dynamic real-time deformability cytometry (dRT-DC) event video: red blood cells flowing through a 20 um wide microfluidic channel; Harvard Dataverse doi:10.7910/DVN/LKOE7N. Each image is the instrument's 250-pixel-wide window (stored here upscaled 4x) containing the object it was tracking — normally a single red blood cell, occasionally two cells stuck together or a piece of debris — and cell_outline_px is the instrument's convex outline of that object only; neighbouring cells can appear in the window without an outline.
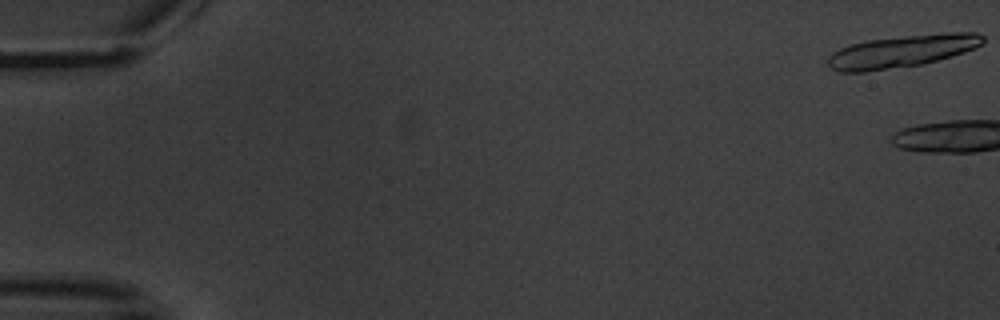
{"species": "common noctule bat (a hibernating species)", "species_latin": "Nyctalus noctula", "temperature_condition": "warm", "stored_images_in_passage": 3, "camera_frame_rate_fps": 3000, "um_per_image_px": 0.085, "animal": {"sex": "male", "body_mass_g": 20.1, "forearm_length_mm": 53.5}, "frame": {"image": 1, "passage_image": 1, "time_ms": 0.0, "image_size_px": [1000, 320], "cell_outline_px": [[984, 40], [976, 48], [964, 52], [924, 64], [864, 72], [840, 72], [828, 68], [828, 56], [832, 52], [840, 48], [852, 44], [868, 40], [904, 36], [944, 32], [976, 32], [984, 36]], "centroid_in_image_um": [76.65, 4.36], "position_along_channel_um": 8.4, "area_um2": 29.3}}